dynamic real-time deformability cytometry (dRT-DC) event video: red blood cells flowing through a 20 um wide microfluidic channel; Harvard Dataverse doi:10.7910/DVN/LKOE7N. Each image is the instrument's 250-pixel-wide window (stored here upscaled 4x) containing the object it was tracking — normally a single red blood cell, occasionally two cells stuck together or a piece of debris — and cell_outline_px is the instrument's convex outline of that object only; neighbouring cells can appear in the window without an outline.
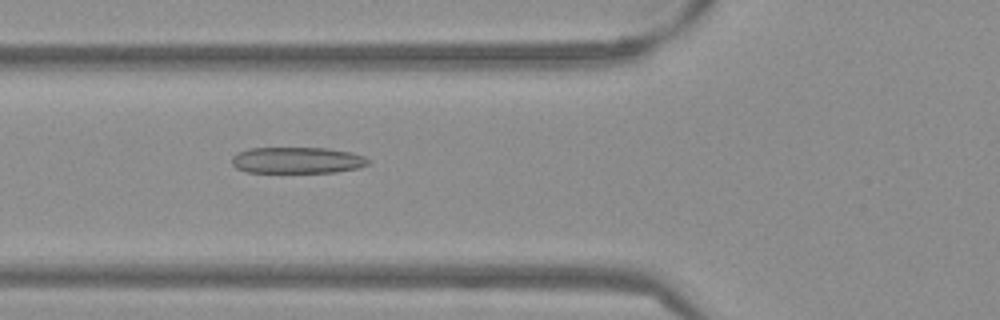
{"species": "Egyptian fruit bat (a non-hibernating species)", "species_latin": "Rousettus aegyptiacus", "temperature_condition": "warm", "stored_images_in_passage": 37, "camera_frame_rate_fps": 3000, "um_per_image_px": 0.085, "frame": {"image": 1, "passage_image": 5, "time_ms": 1.333, "image_size_px": [1000, 320], "cell_outline_px": [[372, 160], [368, 164], [360, 168], [336, 172], [244, 172], [236, 168], [232, 164], [232, 156], [236, 152], [248, 148], [328, 148], [352, 152], [364, 156]], "centroid_in_image_um": [25.27, 13.62], "position_along_channel_um": 100.5, "area_um2": 21.21}}
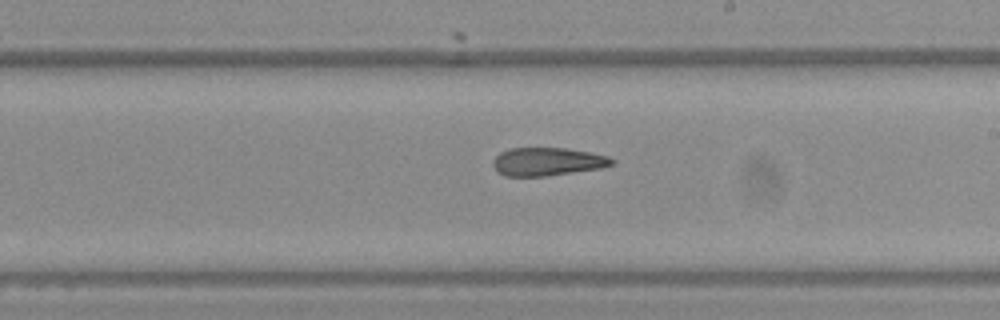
{"frame": {"image": 2, "passage_image": 16, "time_ms": 5.0, "image_size_px": [1000, 320], "cell_outline_px": [[616, 164], [604, 168], [544, 176], [504, 176], [496, 172], [492, 164], [492, 160], [500, 152], [508, 148], [564, 148], [588, 152], [608, 156], [616, 160]], "centroid_in_image_um": [46.53, 13.74], "position_along_channel_um": 242.5, "area_um2": 19.77}}
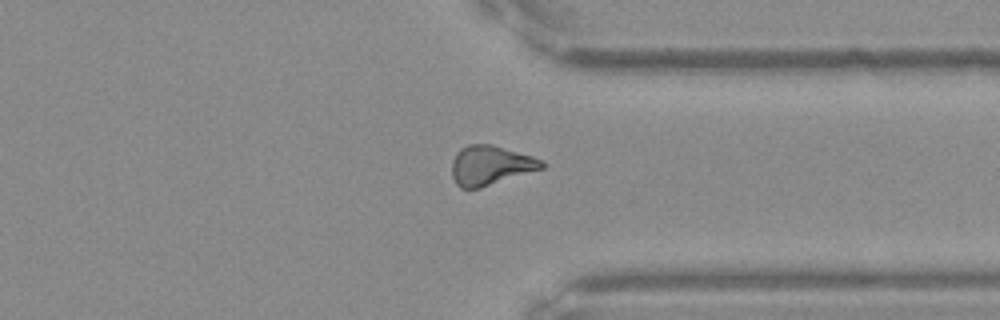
{"frame": {"image": 3, "passage_image": 26, "time_ms": 8.333, "image_size_px": [1000, 320], "cell_outline_px": [[544, 168], [480, 188], [460, 188], [456, 184], [452, 176], [452, 160], [456, 152], [460, 148], [468, 144], [492, 144], [532, 156], [544, 160]], "centroid_in_image_um": [41.68, 14.05], "position_along_channel_um": 369.7, "area_um2": 20.75}, "authors_computed_cell_mechanics": {"area_um2": 20.1722, "velocity_mm_per_s": 3.8583, "shape_relaxation_time_tau1_ms": null, "shape_relaxation_time_tau2_ms": 3.51, "deformation_change_tau1": null, "deformation_change_tau2": 0.1349}}